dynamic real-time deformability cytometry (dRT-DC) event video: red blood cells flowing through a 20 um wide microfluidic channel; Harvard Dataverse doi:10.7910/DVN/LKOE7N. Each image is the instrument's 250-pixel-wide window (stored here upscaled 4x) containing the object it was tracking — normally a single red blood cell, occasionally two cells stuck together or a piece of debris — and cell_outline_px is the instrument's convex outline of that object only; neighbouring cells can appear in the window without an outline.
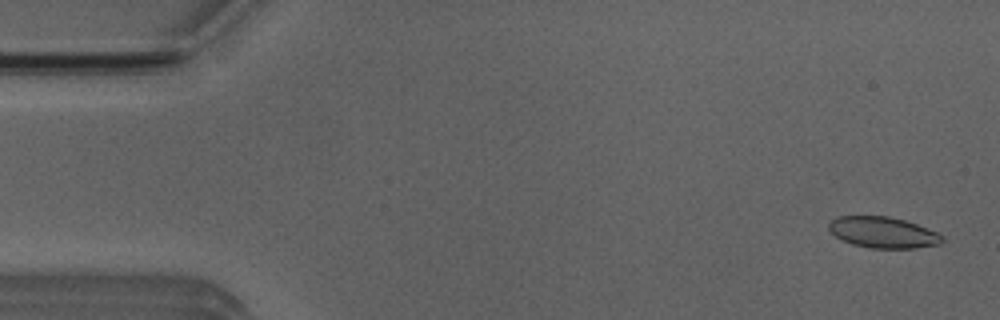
{"species": "Egyptian fruit bat (a non-hibernating species)", "species_latin": "Rousettus aegyptiacus", "temperature_condition": "room temperature", "stored_images_in_passage": 53, "camera_frame_rate_fps": 3000, "um_per_image_px": 0.085, "animal": {"sex": "male"}, "frame": {"image": 1, "passage_image": 2, "time_ms": 0.333, "image_size_px": [1000, 320], "cell_outline_px": [[944, 240], [940, 244], [916, 248], [868, 248], [852, 244], [836, 236], [828, 228], [828, 224], [836, 216], [888, 216], [904, 220], [916, 224], [936, 232], [944, 236]], "centroid_in_image_um": [75.06, 19.76], "position_along_channel_um": 9.9, "area_um2": 20.46}}
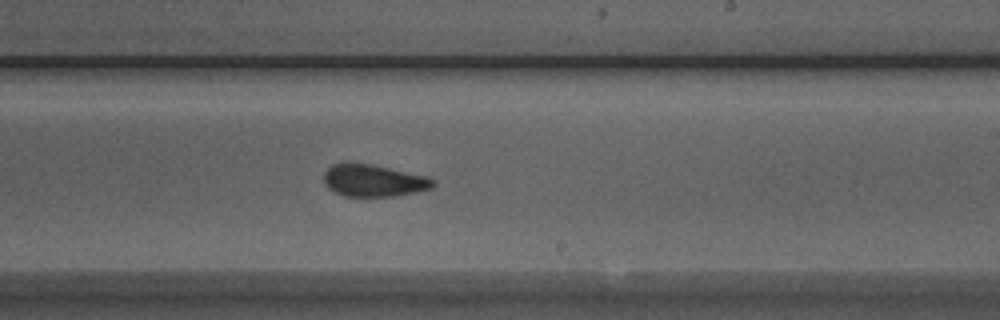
{"frame": {"image": 2, "passage_image": 31, "time_ms": 10.0, "image_size_px": [1000, 320], "cell_outline_px": [[436, 184], [432, 188], [416, 192], [396, 196], [344, 196], [328, 188], [324, 184], [324, 172], [332, 164], [344, 160], [372, 164], [428, 176], [436, 180]], "centroid_in_image_um": [31.75, 15.32], "position_along_channel_um": 257.3, "area_um2": 20.98}}
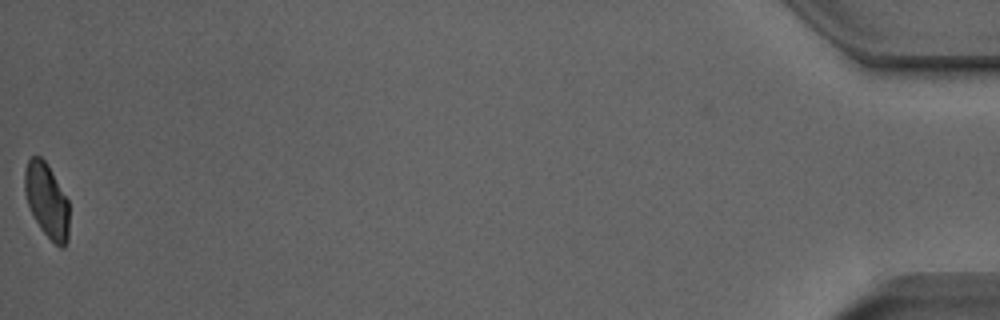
{"frame": {"image": 3, "passage_image": 53, "time_ms": 17.333, "image_size_px": [1000, 320], "cell_outline_px": [[68, 240], [64, 248], [60, 248], [40, 228], [28, 204], [24, 192], [24, 172], [28, 160], [32, 156], [40, 156], [48, 164], [68, 200]], "centroid_in_image_um": [3.97, 17.02], "position_along_channel_um": 431.2, "area_um2": 19.13}, "authors_computed_cell_mechanics": {"area_um2": 20.808, "velocity_mm_per_s": 3.8356, "shape_relaxation_time_tau1_ms": null, "shape_relaxation_time_tau2_ms": 1.5703, "deformation_change_tau1": null, "deformation_change_tau2": 0.0747}}